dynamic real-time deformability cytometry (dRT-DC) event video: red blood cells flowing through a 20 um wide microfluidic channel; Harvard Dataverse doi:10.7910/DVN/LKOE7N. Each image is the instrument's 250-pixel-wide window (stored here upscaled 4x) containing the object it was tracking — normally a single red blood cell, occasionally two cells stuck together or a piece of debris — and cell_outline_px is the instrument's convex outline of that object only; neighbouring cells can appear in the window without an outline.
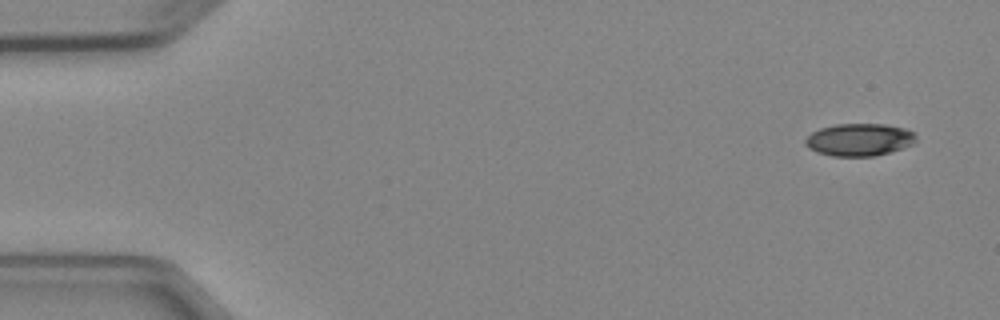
{"species": "Egyptian fruit bat (a non-hibernating species)", "species_latin": "Rousettus aegyptiacus", "temperature_condition": "cold", "stored_images_in_passage": 6, "camera_frame_rate_fps": 3000, "um_per_image_px": 0.085, "animal": {"sex": "female"}, "frame": {"image": 1, "passage_image": 1, "time_ms": 0.0, "image_size_px": [1000, 320], "cell_outline_px": [[916, 140], [912, 144], [876, 156], [832, 156], [816, 152], [808, 148], [804, 144], [804, 140], [812, 132], [820, 128], [836, 124], [884, 124], [904, 128], [916, 132]], "centroid_in_image_um": [73.02, 11.87], "position_along_channel_um": 12.0, "area_um2": 20.98}}
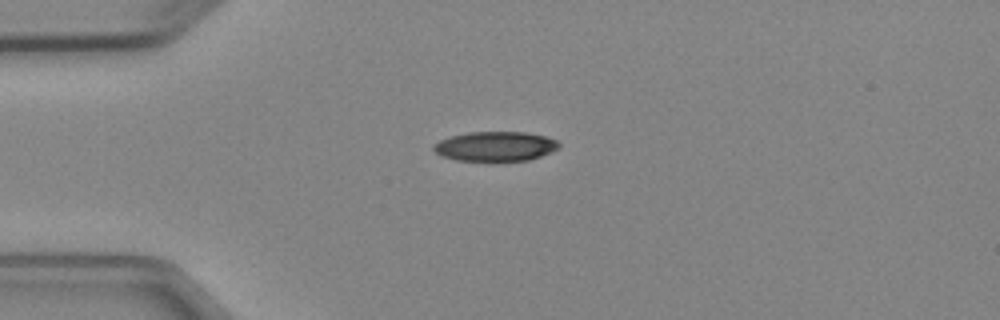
{"frame": {"image": 2, "passage_image": 4, "time_ms": 3.333, "image_size_px": [1000, 320], "cell_outline_px": [[560, 148], [552, 152], [528, 160], [456, 160], [444, 156], [436, 152], [432, 148], [432, 144], [440, 140], [452, 136], [468, 132], [524, 132], [544, 136], [556, 140], [560, 144]], "centroid_in_image_um": [42.12, 12.43], "position_along_channel_um": 42.9, "area_um2": 21.39}}